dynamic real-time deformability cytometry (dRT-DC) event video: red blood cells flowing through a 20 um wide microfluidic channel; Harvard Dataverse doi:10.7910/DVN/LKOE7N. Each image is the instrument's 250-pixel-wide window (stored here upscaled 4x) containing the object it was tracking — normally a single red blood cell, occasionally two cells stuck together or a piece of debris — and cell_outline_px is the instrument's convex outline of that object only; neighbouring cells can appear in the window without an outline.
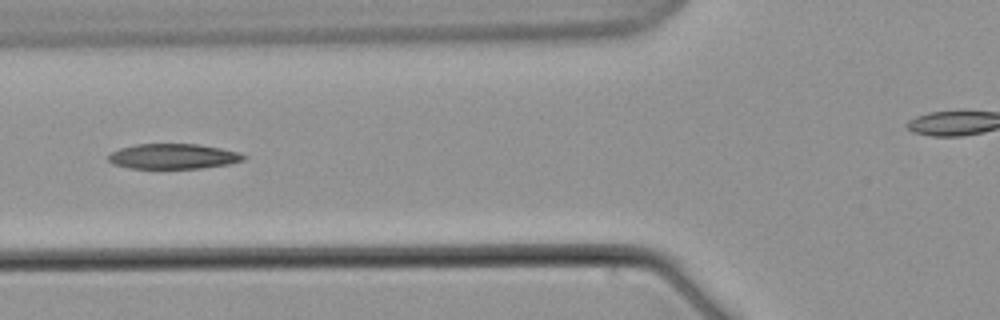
{"species": "common noctule bat (a hibernating species)", "species_latin": "Nyctalus noctula", "temperature_condition": "warm", "stored_images_in_passage": 9, "segment_of_instrument_passage": [1, 2], "camera_frame_rate_fps": 3000, "um_per_image_px": 0.085, "animal": {"sex": "male", "body_mass_g": 21.5, "forearm_length_mm": 52.0}, "frame": {"image": 1, "passage_image": 7, "time_ms": 8.333, "image_size_px": [1000, 320], "cell_outline_px": [[248, 156], [244, 160], [228, 164], [200, 168], [128, 168], [112, 164], [108, 160], [108, 156], [112, 152], [120, 148], [136, 144], [196, 144], [220, 148], [240, 152]], "centroid_in_image_um": [14.73, 13.29], "position_along_channel_um": 111.1, "area_um2": 19.83}}